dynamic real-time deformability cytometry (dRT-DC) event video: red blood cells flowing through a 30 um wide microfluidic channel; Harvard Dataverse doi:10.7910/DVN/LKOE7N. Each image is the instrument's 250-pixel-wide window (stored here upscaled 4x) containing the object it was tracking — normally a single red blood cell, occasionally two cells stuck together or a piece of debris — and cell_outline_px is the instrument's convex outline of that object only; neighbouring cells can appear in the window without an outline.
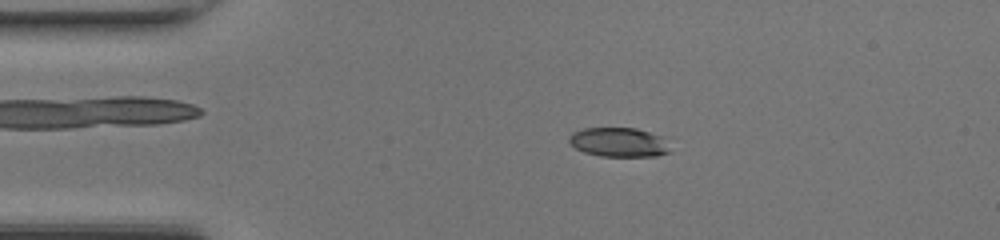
{"species": "common noctule bat (a hibernating species)", "species_latin": "Nyctalus noctula", "temperature_condition": "room temperature", "stored_images_in_passage": 47, "camera_frame_rate_fps": 3000, "um_per_image_px": 0.085, "animal": {"sex": "female", "body_mass_g": 17.0, "forearm_length_mm": 48.0}, "frame": {"image": 1, "passage_image": 9, "time_ms": 2.667, "image_size_px": [1000, 240], "cell_outline_px": [[672, 152], [656, 156], [600, 156], [584, 152], [576, 148], [568, 140], [568, 136], [572, 132], [584, 128], [636, 128], [664, 136]], "centroid_in_image_um": [52.64, 12.09], "position_along_channel_um": 32.4, "area_um2": 17.46}}
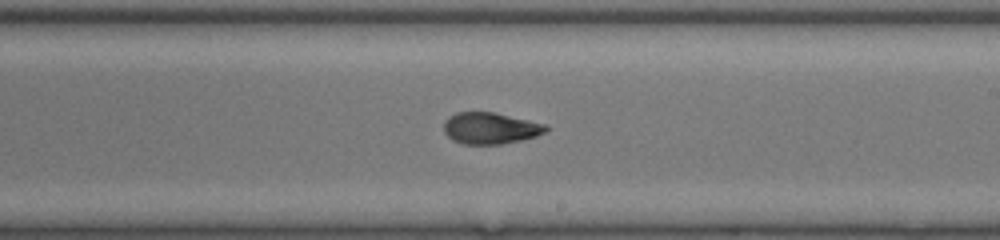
{"frame": {"image": 2, "passage_image": 27, "time_ms": 8.667, "image_size_px": [1000, 240], "cell_outline_px": [[548, 128], [544, 132], [536, 136], [520, 140], [500, 144], [464, 144], [452, 140], [444, 132], [444, 120], [448, 116], [456, 112], [492, 112], [544, 124]], "centroid_in_image_um": [41.61, 10.9], "position_along_channel_um": 247.4, "area_um2": 18.5}}
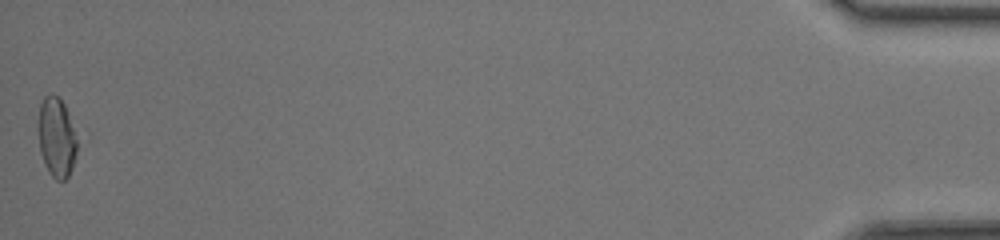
{"frame": {"image": 3, "passage_image": 47, "time_ms": 15.333, "image_size_px": [1000, 240], "cell_outline_px": [[76, 156], [72, 168], [68, 176], [64, 180], [56, 180], [48, 172], [40, 152], [36, 128], [36, 120], [40, 104], [44, 96], [60, 96], [68, 112], [76, 140]], "centroid_in_image_um": [4.76, 11.67], "position_along_channel_um": 430.4, "area_um2": 18.26}, "authors_computed_cell_mechanics": {"area_um2": 18.6694, "velocity_mm_per_s": 4.3452, "shape_relaxation_time_tau1_ms": 6.8936, "shape_relaxation_time_tau2_ms": 2.5567, "deformation_change_tau1": 0.1973, "deformation_change_tau2": 0.0827}}